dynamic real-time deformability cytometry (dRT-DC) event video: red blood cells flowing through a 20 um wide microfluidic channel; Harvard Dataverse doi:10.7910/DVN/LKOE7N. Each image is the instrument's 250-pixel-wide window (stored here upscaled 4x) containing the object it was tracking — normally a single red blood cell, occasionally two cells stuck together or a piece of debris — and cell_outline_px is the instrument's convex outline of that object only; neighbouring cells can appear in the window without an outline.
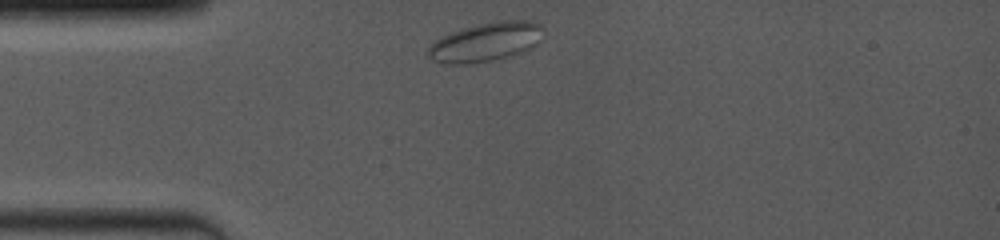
{"species": "common noctule bat (a hibernating species)", "species_latin": "Nyctalus noctula", "temperature_condition": "room temperature", "stored_images_in_passage": 2, "camera_frame_rate_fps": 4000, "um_per_image_px": 0.085, "animal": {"sex": "female", "body_mass_g": 19.0, "forearm_length_mm": 53.3}, "frame": {"image": 1, "passage_image": 1, "time_ms": 0.0, "image_size_px": [1000, 240], "cell_outline_px": [[544, 40], [532, 48], [512, 56], [472, 64], [444, 64], [432, 60], [428, 56], [428, 48], [440, 36], [476, 24], [500, 20], [532, 20], [540, 24], [544, 28]], "centroid_in_image_um": [41.36, 3.57], "position_along_channel_um": 43.6, "area_um2": 26.76}}